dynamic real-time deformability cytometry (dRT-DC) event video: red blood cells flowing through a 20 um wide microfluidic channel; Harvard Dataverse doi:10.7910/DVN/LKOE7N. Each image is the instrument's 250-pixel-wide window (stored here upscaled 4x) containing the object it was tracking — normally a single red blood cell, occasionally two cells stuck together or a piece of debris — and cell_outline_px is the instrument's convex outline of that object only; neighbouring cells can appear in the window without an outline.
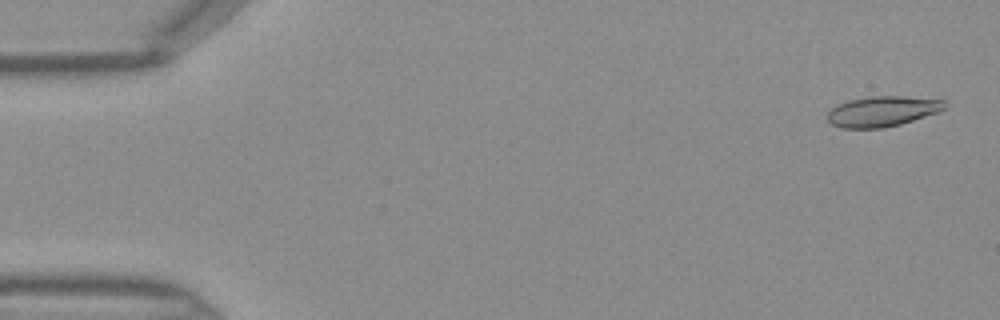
{"species": "Egyptian fruit bat (a non-hibernating species)", "species_latin": "Rousettus aegyptiacus", "temperature_condition": "warm", "stored_images_in_passage": 6, "camera_frame_rate_fps": 3000, "um_per_image_px": 0.085, "frame": {"image": 1, "passage_image": 1, "time_ms": 0.0, "image_size_px": [1000, 320], "cell_outline_px": [[948, 104], [940, 112], [900, 124], [884, 128], [840, 128], [832, 124], [828, 120], [828, 112], [836, 104], [848, 100], [868, 96], [904, 96], [944, 100]], "centroid_in_image_um": [75.01, 9.46], "position_along_channel_um": 10.0, "area_um2": 20.92}}